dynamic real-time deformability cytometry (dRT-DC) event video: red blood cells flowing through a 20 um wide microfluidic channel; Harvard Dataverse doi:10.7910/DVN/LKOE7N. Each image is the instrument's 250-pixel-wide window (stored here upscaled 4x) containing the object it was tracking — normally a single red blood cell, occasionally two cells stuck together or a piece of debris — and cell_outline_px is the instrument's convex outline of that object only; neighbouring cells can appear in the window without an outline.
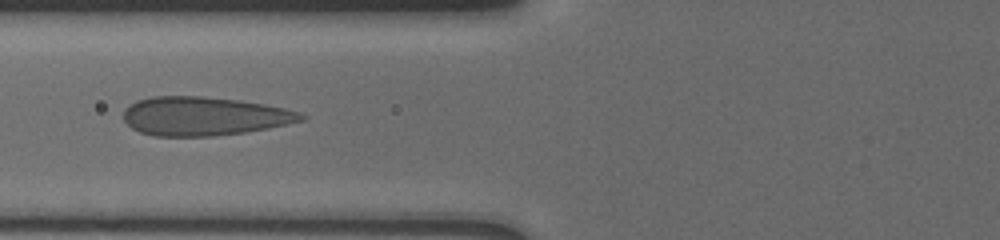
{"species": "human", "species_latin": "Homo sapiens", "temperature_condition": "cold", "stored_images_in_passage": 10, "camera_frame_rate_fps": 3000, "um_per_image_px": 0.085, "donor": {"sex": "male"}, "frame": {"image": 1, "passage_image": 7, "time_ms": 7.0, "image_size_px": [1000, 240], "cell_outline_px": [[308, 116], [304, 120], [268, 128], [244, 132], [212, 136], [152, 136], [140, 132], [132, 128], [124, 120], [124, 108], [136, 100], [152, 96], [204, 96], [240, 100], [264, 104], [284, 108], [300, 112]], "centroid_in_image_um": [17.33, 9.87], "position_along_channel_um": 108.5, "area_um2": 40.23}}
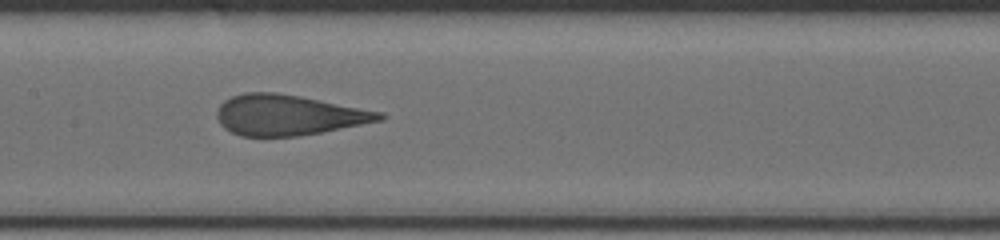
{"frame": {"image": 2, "passage_image": 9, "time_ms": 9.0, "image_size_px": [1000, 240], "cell_outline_px": [[388, 116], [384, 120], [320, 132], [296, 136], [240, 136], [224, 128], [220, 124], [216, 116], [216, 112], [220, 104], [224, 100], [232, 96], [244, 92], [276, 92], [300, 96], [384, 112]], "centroid_in_image_um": [24.52, 9.77], "position_along_channel_um": 182.9, "area_um2": 38.44}}
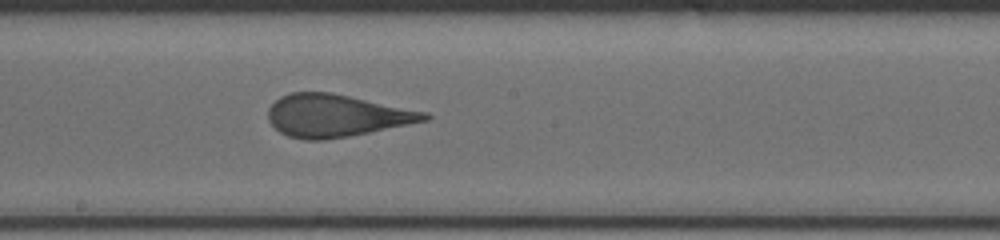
{"frame": {"image": 3, "passage_image": 10, "time_ms": 10.0, "image_size_px": [1000, 240], "cell_outline_px": [[432, 116], [428, 120], [348, 136], [324, 140], [304, 140], [288, 136], [280, 132], [268, 120], [268, 108], [280, 96], [292, 92], [332, 92], [428, 112]], "centroid_in_image_um": [28.57, 9.82], "position_along_channel_um": 219.6, "area_um2": 38.55}}